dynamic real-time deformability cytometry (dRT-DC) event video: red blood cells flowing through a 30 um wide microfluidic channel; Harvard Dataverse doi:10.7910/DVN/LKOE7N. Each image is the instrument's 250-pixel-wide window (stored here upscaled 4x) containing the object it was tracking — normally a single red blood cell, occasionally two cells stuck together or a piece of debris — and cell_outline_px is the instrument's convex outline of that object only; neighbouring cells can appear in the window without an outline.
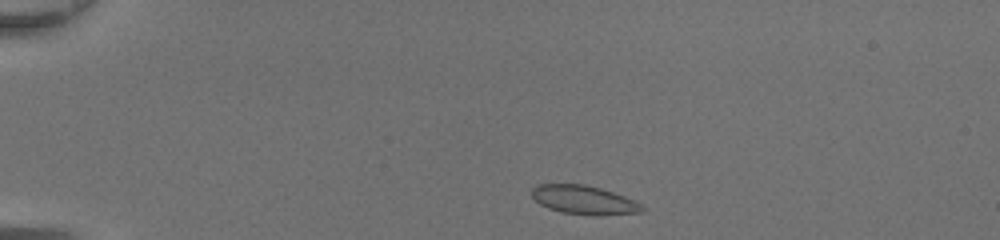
{"species": "common noctule bat (a hibernating species)", "species_latin": "Nyctalus noctula", "temperature_condition": "room temperature", "stored_images_in_passage": 38, "camera_frame_rate_fps": 3000, "um_per_image_px": 0.085, "animal": {"sex": "female", "body_mass_g": 20.0, "forearm_length_mm": 54.0}, "frame": {"image": 1, "passage_image": 1, "time_ms": 0.0, "image_size_px": [1000, 240], "cell_outline_px": [[648, 208], [644, 212], [600, 216], [596, 216], [560, 212], [548, 208], [540, 204], [532, 196], [532, 188], [536, 184], [584, 184], [600, 188], [636, 200]], "centroid_in_image_um": [49.7, 17.01], "position_along_channel_um": 35.3, "area_um2": 18.84}}
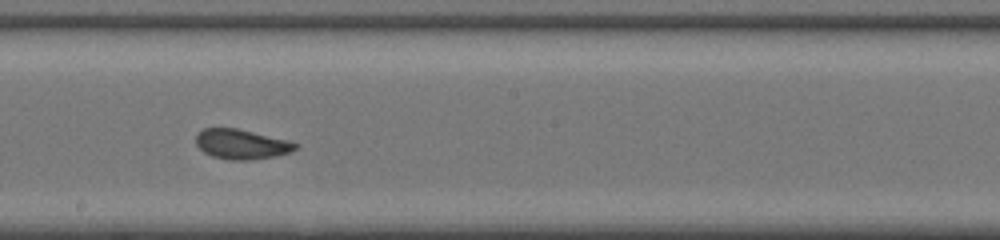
{"frame": {"image": 2, "passage_image": 19, "time_ms": 6.0, "image_size_px": [1000, 240], "cell_outline_px": [[300, 144], [292, 152], [276, 156], [252, 160], [228, 160], [212, 156], [204, 152], [196, 144], [196, 132], [204, 128], [236, 128], [288, 140]], "centroid_in_image_um": [20.53, 12.26], "position_along_channel_um": 227.7, "area_um2": 17.46}}
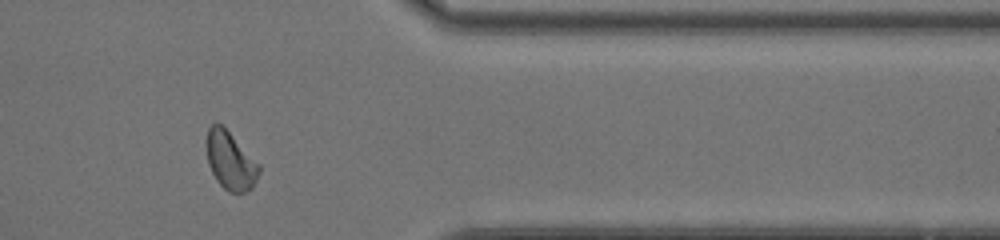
{"frame": {"image": 3, "passage_image": 31, "time_ms": 10.0, "image_size_px": [1000, 240], "cell_outline_px": [[260, 172], [252, 188], [244, 192], [228, 192], [216, 180], [208, 164], [204, 144], [208, 128], [212, 124], [220, 124], [260, 164]], "centroid_in_image_um": [19.55, 13.67], "position_along_channel_um": 391.8, "area_um2": 17.74}, "authors_computed_cell_mechanics": {"area_um2": 17.7446, "velocity_mm_per_s": 4.3812, "shape_relaxation_time_tau1_ms": 5.8513, "shape_relaxation_time_tau2_ms": 0.7548, "deformation_change_tau1": 0.1452, "deformation_change_tau2": 0.0451}}